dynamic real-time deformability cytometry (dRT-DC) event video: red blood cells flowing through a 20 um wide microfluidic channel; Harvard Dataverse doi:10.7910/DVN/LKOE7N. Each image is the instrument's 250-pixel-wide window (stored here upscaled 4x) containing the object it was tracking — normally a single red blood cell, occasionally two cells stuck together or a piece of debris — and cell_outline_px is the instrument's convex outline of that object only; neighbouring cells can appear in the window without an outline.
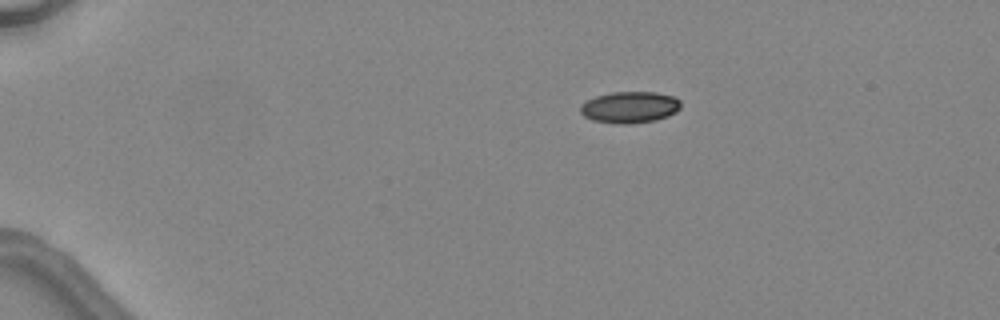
{"species": "common noctule bat (a hibernating species)", "species_latin": "Nyctalus noctula", "temperature_condition": "warm", "stored_images_in_passage": 3, "camera_frame_rate_fps": 3000, "um_per_image_px": 0.085, "animal": {"sex": "female", "body_mass_g": 24.6, "forearm_length_mm": 56.2}, "frame": {"image": 1, "passage_image": 1, "time_ms": 0.0, "image_size_px": [1000, 320], "cell_outline_px": [[680, 108], [676, 112], [668, 116], [656, 120], [628, 124], [620, 124], [592, 120], [584, 116], [580, 112], [580, 104], [596, 96], [612, 92], [656, 92], [676, 96], [680, 100]], "centroid_in_image_um": [53.55, 9.11], "position_along_channel_um": 31.5, "area_um2": 18.55}}